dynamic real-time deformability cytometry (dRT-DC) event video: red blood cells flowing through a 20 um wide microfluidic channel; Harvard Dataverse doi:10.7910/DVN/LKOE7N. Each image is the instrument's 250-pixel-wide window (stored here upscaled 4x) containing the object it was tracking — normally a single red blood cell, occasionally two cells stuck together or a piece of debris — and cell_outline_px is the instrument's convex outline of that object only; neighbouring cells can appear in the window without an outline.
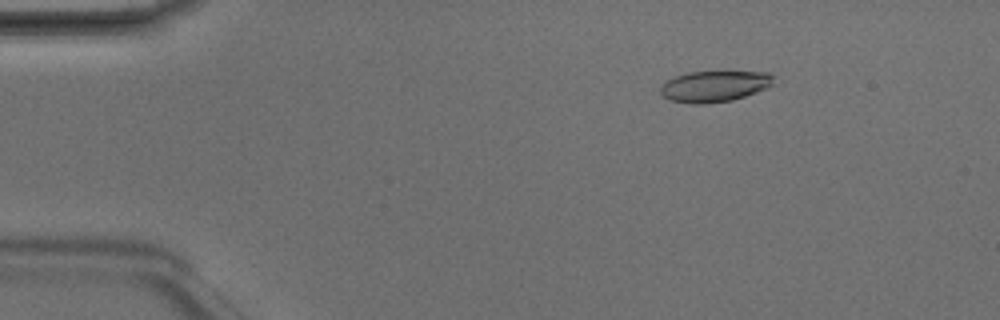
{"species": "Egyptian fruit bat (a non-hibernating species)", "species_latin": "Rousettus aegyptiacus", "temperature_condition": "room temperature", "stored_images_in_passage": 4, "camera_frame_rate_fps": 3000, "um_per_image_px": 0.085, "animal": {"sex": "male"}, "frame": {"image": 1, "passage_image": 2, "time_ms": 0.333, "image_size_px": [1000, 320], "cell_outline_px": [[772, 84], [768, 88], [732, 100], [704, 104], [692, 104], [668, 100], [660, 92], [660, 84], [676, 76], [688, 72], [768, 72], [772, 76]], "centroid_in_image_um": [60.69, 7.34], "position_along_channel_um": 24.3, "area_um2": 20.4}}
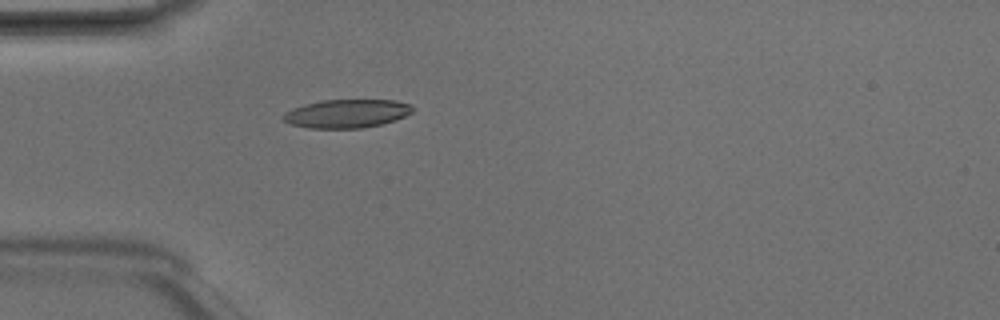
{"frame": {"image": 2, "passage_image": 4, "time_ms": 1.0, "image_size_px": [1000, 320], "cell_outline_px": [[412, 112], [404, 116], [380, 124], [364, 128], [308, 128], [292, 124], [284, 120], [280, 116], [284, 112], [292, 108], [304, 104], [324, 100], [396, 100], [412, 104]], "centroid_in_image_um": [29.44, 9.65], "position_along_channel_um": 55.6, "area_um2": 21.39}}